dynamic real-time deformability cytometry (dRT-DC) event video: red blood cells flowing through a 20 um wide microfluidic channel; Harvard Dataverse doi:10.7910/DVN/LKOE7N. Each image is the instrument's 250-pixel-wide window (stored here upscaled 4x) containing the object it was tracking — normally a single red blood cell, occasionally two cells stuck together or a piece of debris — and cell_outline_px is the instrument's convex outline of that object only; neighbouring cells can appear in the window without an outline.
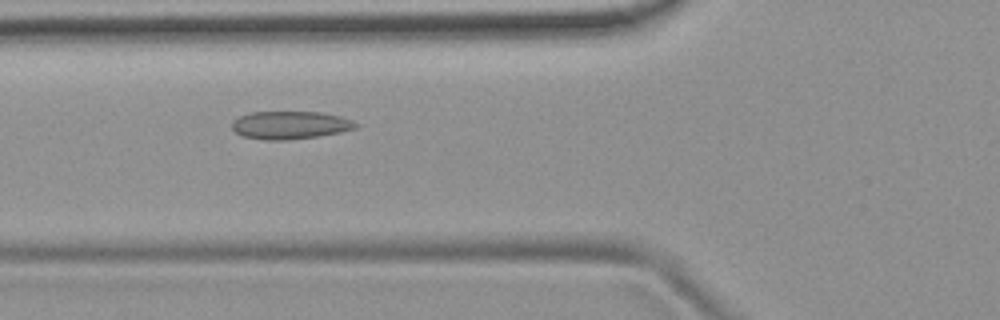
{"species": "common noctule bat (a hibernating species)", "species_latin": "Nyctalus noctula", "temperature_condition": "room temperature", "stored_images_in_passage": 6, "camera_frame_rate_fps": 3000, "um_per_image_px": 0.085, "animal": {"sex": "female", "body_mass_g": 19.9}, "frame": {"image": 1, "passage_image": 5, "time_ms": 4.667, "image_size_px": [1000, 320], "cell_outline_px": [[360, 124], [356, 128], [340, 132], [320, 136], [288, 140], [264, 140], [244, 136], [236, 132], [232, 128], [232, 120], [240, 116], [252, 112], [320, 112], [340, 116], [352, 120]], "centroid_in_image_um": [24.68, 10.63], "position_along_channel_um": 101.1, "area_um2": 20.17}}
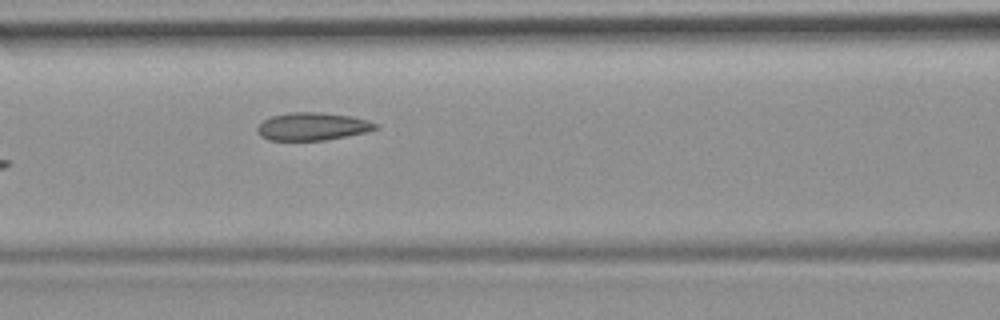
{"frame": {"image": 2, "passage_image": 6, "time_ms": 5.667, "image_size_px": [1000, 320], "cell_outline_px": [[380, 128], [368, 132], [324, 140], [268, 140], [260, 136], [256, 128], [264, 120], [272, 116], [288, 112], [320, 112], [352, 116], [368, 120], [380, 124]], "centroid_in_image_um": [26.61, 10.74], "position_along_channel_um": 140.0, "area_um2": 19.31}}